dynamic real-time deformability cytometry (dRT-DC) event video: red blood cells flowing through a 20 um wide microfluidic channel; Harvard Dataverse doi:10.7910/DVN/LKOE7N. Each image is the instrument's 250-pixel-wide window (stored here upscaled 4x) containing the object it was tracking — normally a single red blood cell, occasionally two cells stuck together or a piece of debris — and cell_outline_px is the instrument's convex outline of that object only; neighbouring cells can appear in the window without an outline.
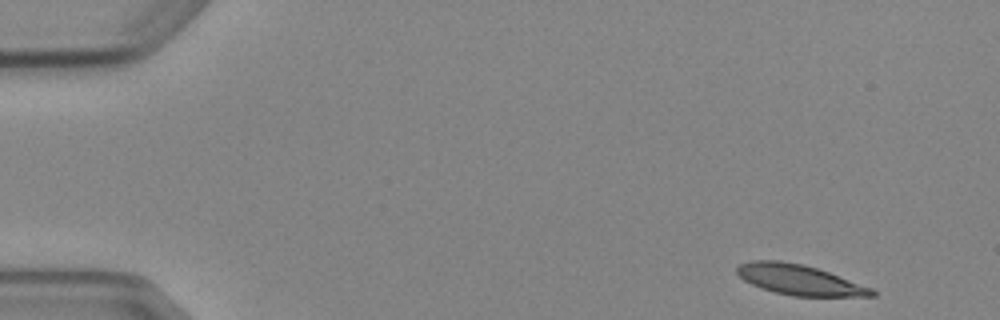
{"species": "Egyptian fruit bat (a non-hibernating species)", "species_latin": "Rousettus aegyptiacus", "temperature_condition": "cold", "stored_images_in_passage": 5, "segment_of_instrument_passage": [1, 2], "camera_frame_rate_fps": 3000, "um_per_image_px": 0.085, "animal": {"sex": "female"}, "frame": {"image": 1, "passage_image": 1, "time_ms": 0.0, "image_size_px": [1000, 320], "cell_outline_px": [[876, 296], [792, 296], [776, 292], [752, 284], [744, 280], [736, 272], [736, 268], [740, 264], [752, 260], [780, 260], [804, 264], [828, 272], [872, 288], [876, 292]], "centroid_in_image_um": [67.94, 23.77], "position_along_channel_um": 17.1, "area_um2": 23.52}}